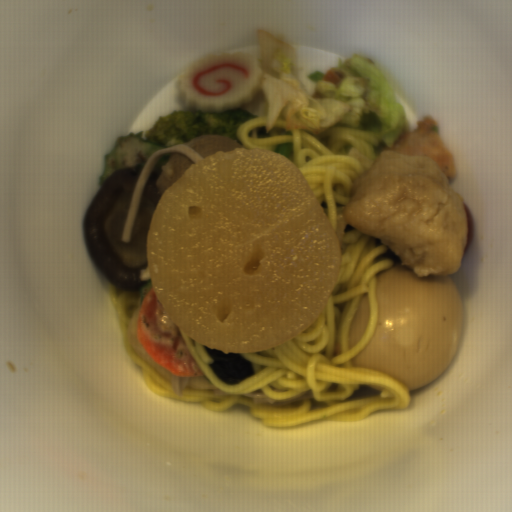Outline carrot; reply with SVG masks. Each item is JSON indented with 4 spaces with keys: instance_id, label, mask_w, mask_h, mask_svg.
<instances>
[{
    "instance_id": "carrot-1",
    "label": "carrot",
    "mask_w": 512,
    "mask_h": 512,
    "mask_svg": "<svg viewBox=\"0 0 512 512\" xmlns=\"http://www.w3.org/2000/svg\"><path fill=\"white\" fill-rule=\"evenodd\" d=\"M138 343L149 359L182 377L204 376L192 357L180 327L152 286L141 305Z\"/></svg>"
}]
</instances>
